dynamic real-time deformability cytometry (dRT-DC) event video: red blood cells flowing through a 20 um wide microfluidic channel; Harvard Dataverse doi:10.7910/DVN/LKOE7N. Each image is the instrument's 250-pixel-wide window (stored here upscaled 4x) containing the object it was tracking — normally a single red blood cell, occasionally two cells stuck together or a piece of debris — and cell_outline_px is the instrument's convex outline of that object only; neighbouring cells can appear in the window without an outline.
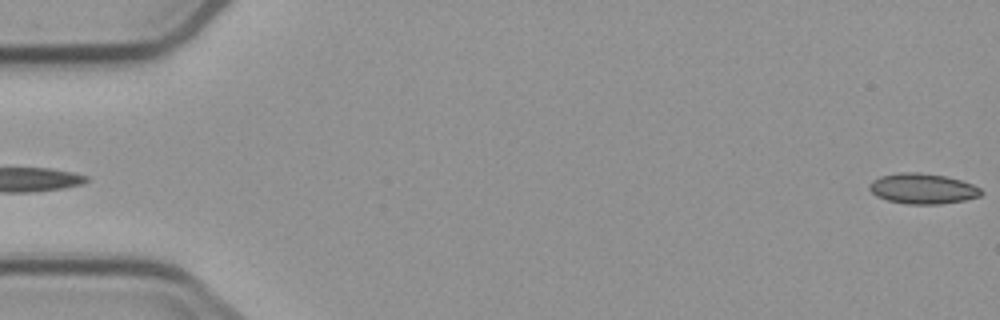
{"species": "common noctule bat (a hibernating species)", "species_latin": "Nyctalus noctula", "temperature_condition": "cold", "stored_images_in_passage": 6, "camera_frame_rate_fps": 3000, "um_per_image_px": 0.085, "animal": {"sex": "male", "body_mass_g": 23.1, "forearm_length_mm": 52.7}, "frame": {"image": 1, "passage_image": 6, "time_ms": 5.667, "image_size_px": [1000, 320], "cell_outline_px": [[984, 192], [980, 196], [964, 200], [940, 204], [908, 204], [888, 200], [876, 196], [868, 188], [868, 184], [872, 180], [880, 176], [900, 172], [920, 172], [944, 176], [960, 180], [972, 184], [980, 188]], "centroid_in_image_um": [78.41, 16.03], "position_along_channel_um": 6.6, "area_um2": 19.83}}